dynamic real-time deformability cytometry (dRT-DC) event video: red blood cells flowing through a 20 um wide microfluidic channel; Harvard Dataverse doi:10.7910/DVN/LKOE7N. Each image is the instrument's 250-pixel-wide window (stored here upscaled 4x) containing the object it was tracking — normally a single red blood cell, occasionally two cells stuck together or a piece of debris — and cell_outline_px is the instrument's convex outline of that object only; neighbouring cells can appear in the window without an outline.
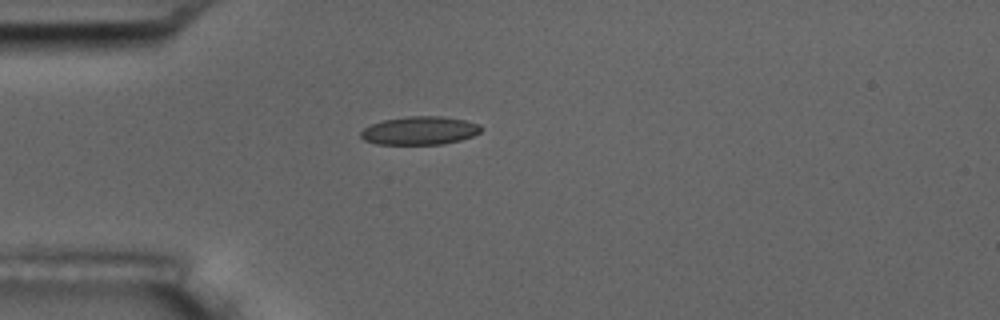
{"species": "common noctule bat (a hibernating species)", "species_latin": "Nyctalus noctula", "temperature_condition": "room temperature", "stored_images_in_passage": 1, "camera_frame_rate_fps": 3000, "um_per_image_px": 0.085, "animal": {"sex": "male", "body_mass_g": 17.5, "forearm_length_mm": 52.3}, "frame": {"image": 1, "passage_image": 1, "time_ms": 0.0, "image_size_px": [1000, 320], "cell_outline_px": [[484, 128], [480, 132], [472, 136], [460, 140], [444, 144], [376, 144], [364, 140], [360, 136], [360, 132], [364, 128], [372, 124], [384, 120], [408, 116], [440, 116], [464, 120], [480, 124]], "centroid_in_image_um": [35.69, 11.1], "position_along_channel_um": 49.3, "area_um2": 19.83}}